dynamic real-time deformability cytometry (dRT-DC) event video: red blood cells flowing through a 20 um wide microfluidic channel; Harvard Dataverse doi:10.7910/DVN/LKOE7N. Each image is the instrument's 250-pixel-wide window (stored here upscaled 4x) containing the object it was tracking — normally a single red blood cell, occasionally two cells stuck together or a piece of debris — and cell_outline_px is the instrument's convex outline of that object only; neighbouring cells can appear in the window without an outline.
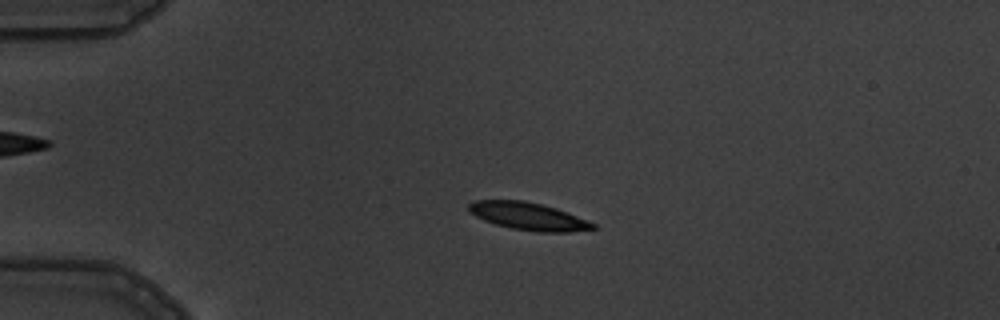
{"species": "common noctule bat (a hibernating species)", "species_latin": "Nyctalus noctula", "temperature_condition": "warm", "stored_images_in_passage": 3, "camera_frame_rate_fps": 3000, "um_per_image_px": 0.085, "animal": {"sex": "male", "body_mass_g": 19.5, "forearm_length_mm": 54.6}, "frame": {"image": 1, "passage_image": 1, "time_ms": 0.0, "image_size_px": [1000, 320], "cell_outline_px": [[596, 228], [568, 232], [536, 232], [512, 228], [496, 224], [484, 220], [468, 212], [468, 204], [476, 200], [524, 200], [556, 208], [596, 224]], "centroid_in_image_um": [44.87, 18.38], "position_along_channel_um": 40.1, "area_um2": 19.77}}
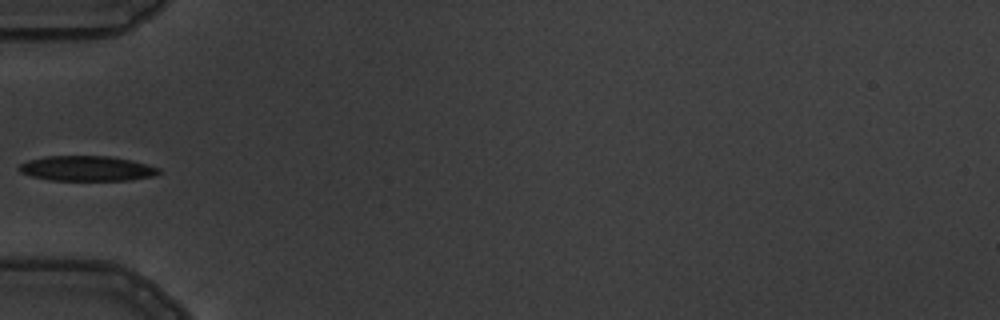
{"frame": {"image": 2, "passage_image": 3, "time_ms": 2.0, "image_size_px": [1000, 320], "cell_outline_px": [[160, 172], [156, 176], [132, 180], [48, 180], [32, 176], [20, 172], [16, 168], [20, 164], [28, 160], [48, 156], [108, 156], [128, 160], [160, 168]], "centroid_in_image_um": [7.36, 14.33], "position_along_channel_um": 77.6, "area_um2": 20.35}}